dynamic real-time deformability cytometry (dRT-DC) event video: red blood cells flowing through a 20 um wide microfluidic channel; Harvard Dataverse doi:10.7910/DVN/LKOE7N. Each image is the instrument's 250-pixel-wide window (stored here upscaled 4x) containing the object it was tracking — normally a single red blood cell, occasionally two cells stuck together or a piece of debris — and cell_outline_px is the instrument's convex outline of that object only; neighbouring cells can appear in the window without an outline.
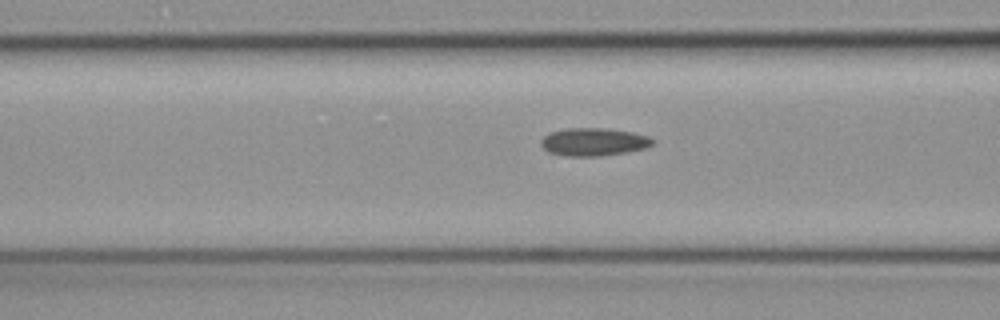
{"species": "common noctule bat (a hibernating species)", "species_latin": "Nyctalus noctula", "temperature_condition": "cold", "stored_images_in_passage": 7, "camera_frame_rate_fps": 3000, "um_per_image_px": 0.085, "animal": {"sex": "female", "body_mass_g": 19.3, "forearm_length_mm": 54.1}, "frame": {"image": 1, "passage_image": 5, "time_ms": 1.333, "image_size_px": [1000, 320], "cell_outline_px": [[656, 140], [652, 144], [644, 148], [624, 152], [600, 156], [564, 156], [548, 152], [540, 144], [540, 140], [548, 132], [568, 128], [608, 128], [632, 132], [648, 136]], "centroid_in_image_um": [50.42, 12.05], "position_along_channel_um": 116.2, "area_um2": 18.21}}